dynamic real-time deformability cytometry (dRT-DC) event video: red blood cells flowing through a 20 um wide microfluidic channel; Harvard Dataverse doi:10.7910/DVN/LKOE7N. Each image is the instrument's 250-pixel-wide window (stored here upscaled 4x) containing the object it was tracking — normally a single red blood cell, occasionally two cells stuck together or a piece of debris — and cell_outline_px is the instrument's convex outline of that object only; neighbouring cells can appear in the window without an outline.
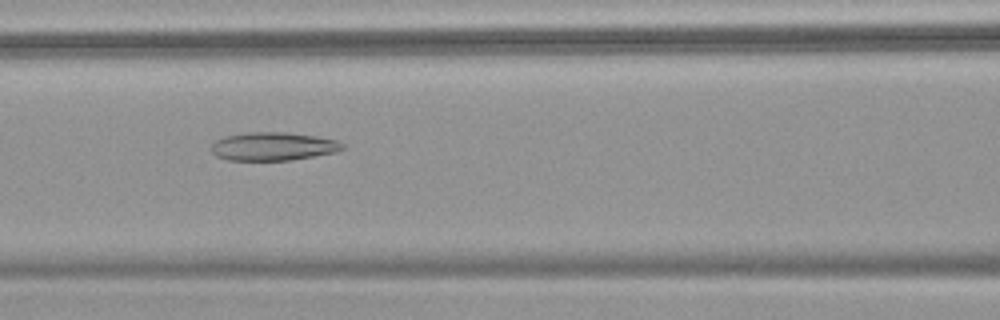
{"species": "common noctule bat (a hibernating species)", "species_latin": "Nyctalus noctula", "temperature_condition": "warm", "stored_images_in_passage": 53, "camera_frame_rate_fps": 3000, "um_per_image_px": 0.085, "animal": {"sex": "female", "body_mass_g": 18.4}, "frame": {"image": 1, "passage_image": 24, "time_ms": 7.667, "image_size_px": [1000, 320], "cell_outline_px": [[348, 148], [336, 152], [288, 160], [228, 160], [216, 156], [212, 152], [212, 144], [216, 140], [224, 136], [248, 132], [288, 132], [316, 136], [336, 140], [344, 144]], "centroid_in_image_um": [23.23, 12.43], "position_along_channel_um": 143.4, "area_um2": 21.68}}
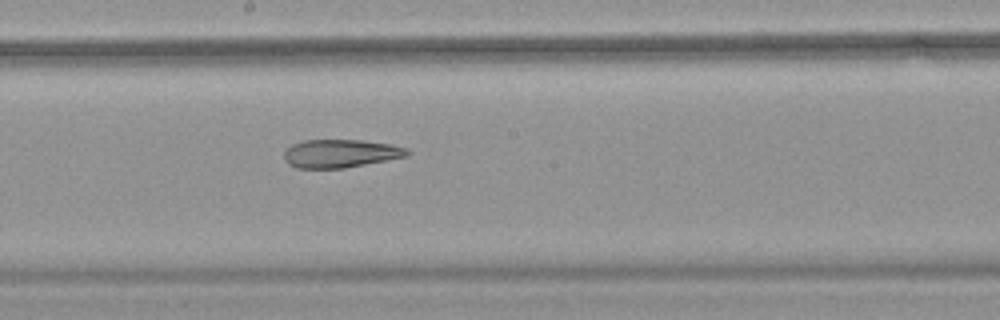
{"frame": {"image": 2, "passage_image": 30, "time_ms": 9.667, "image_size_px": [1000, 320], "cell_outline_px": [[412, 152], [408, 156], [344, 168], [296, 168], [288, 164], [284, 160], [284, 152], [292, 144], [304, 140], [364, 140], [392, 144], [408, 148]], "centroid_in_image_um": [28.97, 13.04], "position_along_channel_um": 219.2, "area_um2": 20.4}}
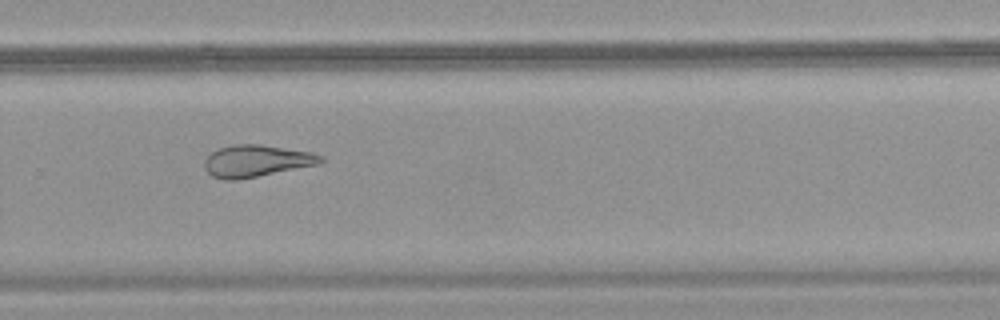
{"frame": {"image": 3, "passage_image": 37, "time_ms": 12.0, "image_size_px": [1000, 320], "cell_outline_px": [[324, 160], [320, 164], [236, 180], [224, 180], [212, 176], [204, 168], [204, 160], [212, 152], [220, 148], [232, 144], [260, 144], [312, 152], [324, 156]], "centroid_in_image_um": [21.8, 13.67], "position_along_channel_um": 308.0, "area_um2": 21.62}, "authors_computed_cell_mechanics": {"area_um2": 27.2816, "velocity_mm_per_s": 3.8127, "shape_relaxation_time_tau1_ms": null, "shape_relaxation_time_tau2_ms": 3.9007, "deformation_change_tau1": null, "deformation_change_tau2": 0.136}}